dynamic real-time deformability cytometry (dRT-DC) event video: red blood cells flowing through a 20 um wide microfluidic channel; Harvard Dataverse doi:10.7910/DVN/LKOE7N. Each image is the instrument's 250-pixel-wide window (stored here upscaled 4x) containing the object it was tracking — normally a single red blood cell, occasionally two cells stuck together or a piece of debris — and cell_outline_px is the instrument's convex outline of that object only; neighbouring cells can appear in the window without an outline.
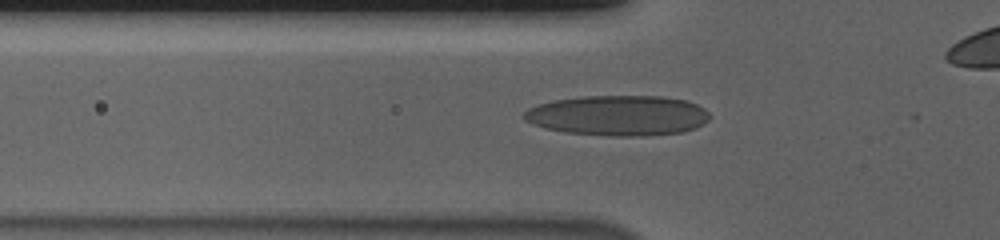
{"species": "human", "species_latin": "Homo sapiens", "temperature_condition": "cold", "stored_images_in_passage": 41, "camera_frame_rate_fps": 3000, "um_per_image_px": 0.085, "donor": {"sex": "male"}, "frame": {"image": 1, "passage_image": 11, "time_ms": 3.333, "image_size_px": [1000, 240], "cell_outline_px": [[708, 120], [704, 124], [696, 128], [680, 132], [644, 136], [608, 136], [564, 132], [544, 128], [532, 124], [524, 120], [520, 116], [528, 108], [536, 104], [552, 100], [584, 96], [660, 96], [688, 100], [704, 108], [708, 112]], "centroid_in_image_um": [52.49, 9.81], "position_along_channel_um": 73.3, "area_um2": 44.04}}
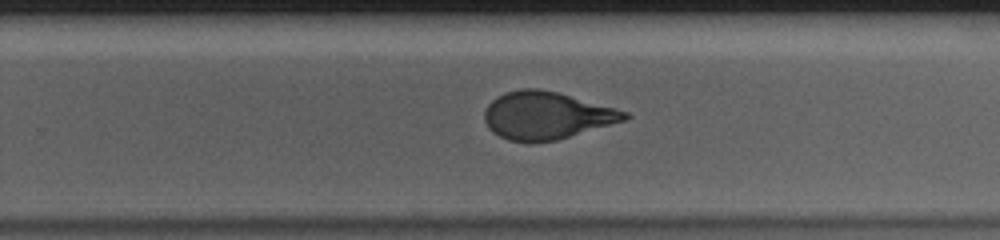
{"frame": {"image": 2, "passage_image": 28, "time_ms": 9.0, "image_size_px": [1000, 240], "cell_outline_px": [[632, 116], [628, 120], [556, 140], [532, 144], [528, 144], [508, 140], [492, 132], [488, 128], [484, 120], [484, 112], [488, 104], [496, 96], [504, 92], [524, 88], [536, 88], [556, 92], [628, 112]], "centroid_in_image_um": [46.42, 9.84], "position_along_channel_um": 283.4, "area_um2": 39.07}}
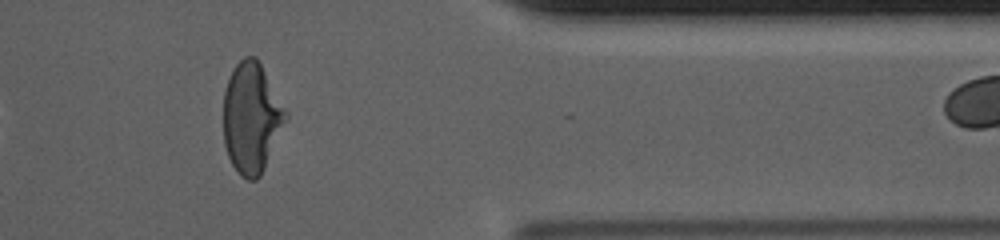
{"frame": {"image": 3, "passage_image": 38, "time_ms": 12.333, "image_size_px": [1000, 240], "cell_outline_px": [[288, 116], [264, 168], [260, 176], [256, 180], [248, 180], [240, 176], [232, 164], [228, 156], [224, 144], [224, 92], [228, 80], [236, 64], [244, 56], [256, 56], [288, 112]], "centroid_in_image_um": [21.37, 10.02], "position_along_channel_um": 390.0, "area_um2": 39.82}}